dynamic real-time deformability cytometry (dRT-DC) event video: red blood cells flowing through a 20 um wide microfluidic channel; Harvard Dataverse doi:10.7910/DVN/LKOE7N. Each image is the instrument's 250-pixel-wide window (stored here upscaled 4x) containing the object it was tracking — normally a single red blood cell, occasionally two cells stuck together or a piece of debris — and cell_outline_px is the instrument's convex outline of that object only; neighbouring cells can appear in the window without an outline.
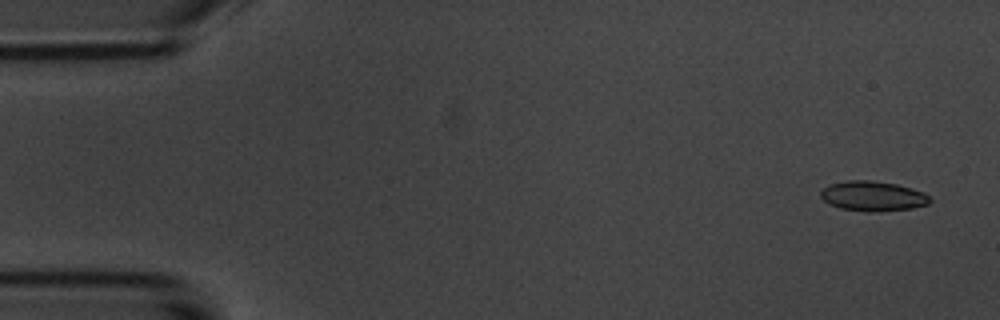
{"species": "common noctule bat (a hibernating species)", "species_latin": "Nyctalus noctula", "temperature_condition": "room temperature", "stored_images_in_passage": 6, "camera_frame_rate_fps": 3000, "um_per_image_px": 0.085, "animal": {"sex": "male", "body_mass_g": 20.1, "forearm_length_mm": 53.5}, "frame": {"image": 1, "passage_image": 1, "time_ms": 0.0, "image_size_px": [1000, 320], "cell_outline_px": [[932, 200], [928, 204], [912, 208], [876, 212], [868, 212], [840, 208], [828, 204], [820, 196], [820, 192], [824, 188], [832, 184], [848, 180], [872, 180], [896, 184], [912, 188], [924, 192]], "centroid_in_image_um": [74.2, 16.67], "position_along_channel_um": 10.8, "area_um2": 19.07}}
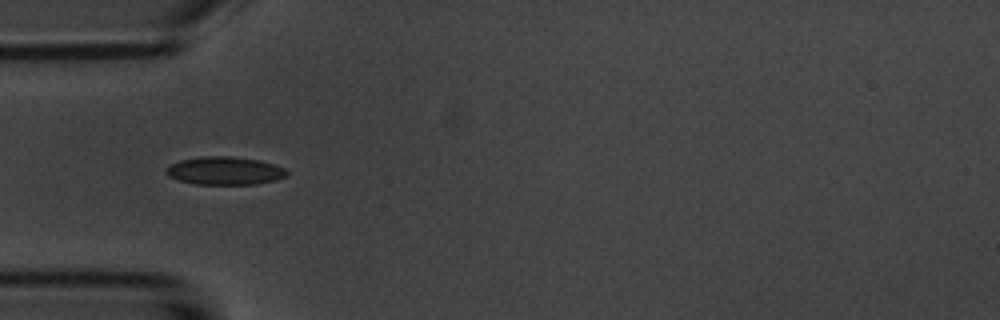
{"frame": {"image": 2, "passage_image": 5, "time_ms": 4.667, "image_size_px": [1000, 320], "cell_outline_px": [[288, 176], [276, 180], [256, 184], [196, 184], [180, 180], [168, 176], [164, 172], [164, 168], [180, 160], [200, 156], [232, 156], [256, 160], [272, 164], [284, 168], [288, 172]], "centroid_in_image_um": [19.08, 14.51], "position_along_channel_um": 65.9, "area_um2": 19.71}}